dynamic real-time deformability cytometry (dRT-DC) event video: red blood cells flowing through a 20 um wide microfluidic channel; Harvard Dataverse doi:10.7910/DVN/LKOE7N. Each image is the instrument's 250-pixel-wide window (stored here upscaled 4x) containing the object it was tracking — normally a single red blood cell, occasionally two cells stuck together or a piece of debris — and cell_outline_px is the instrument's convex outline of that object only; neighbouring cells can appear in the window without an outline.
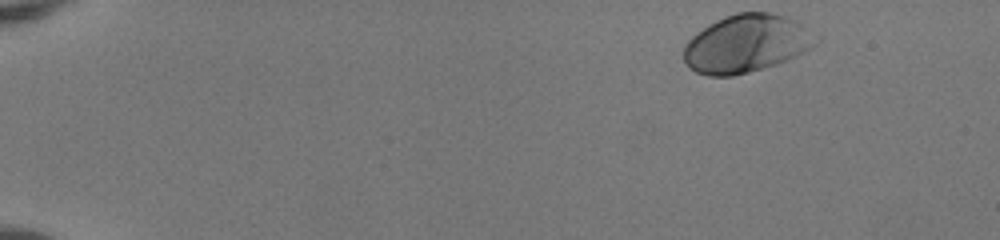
{"species": "human", "species_latin": "Homo sapiens", "temperature_condition": "room temperature", "stored_images_in_passage": 46, "camera_frame_rate_fps": 3000, "um_per_image_px": 0.085, "donor": {"sex": "female"}, "frame": {"image": 1, "passage_image": 1, "time_ms": 0.0, "image_size_px": [1000, 240], "cell_outline_px": [[820, 40], [816, 44], [804, 52], [776, 64], [748, 72], [732, 76], [708, 76], [696, 72], [688, 68], [684, 60], [684, 44], [696, 32], [708, 24], [724, 16], [736, 12], [768, 12], [784, 16], [796, 20], [820, 36]], "centroid_in_image_um": [63.44, 3.7], "position_along_channel_um": 21.6, "area_um2": 44.85}}
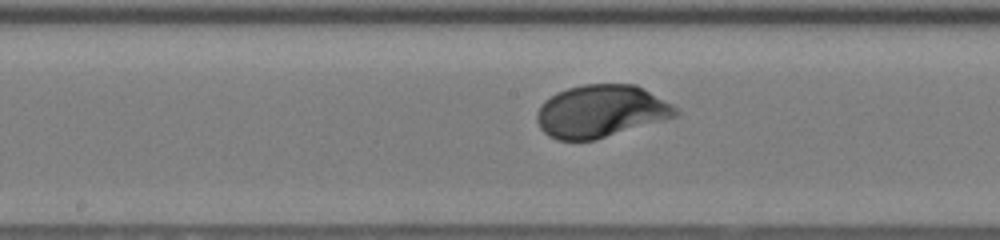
{"frame": {"image": 2, "passage_image": 24, "time_ms": 7.667, "image_size_px": [1000, 240], "cell_outline_px": [[680, 112], [676, 116], [596, 140], [556, 140], [548, 136], [540, 128], [536, 120], [536, 112], [540, 104], [544, 100], [556, 92], [568, 88], [584, 84], [636, 84], [644, 88], [672, 104]], "centroid_in_image_um": [51.04, 9.45], "position_along_channel_um": 197.2, "area_um2": 42.6}}
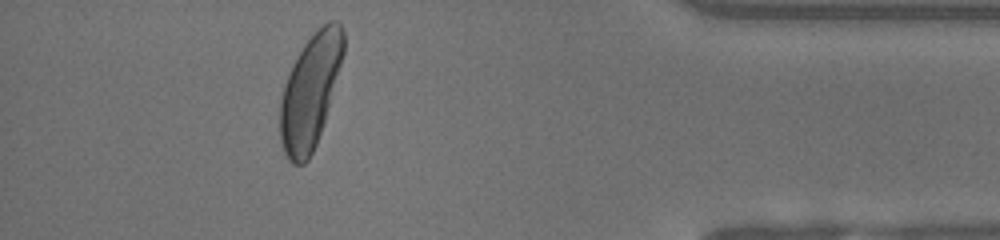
{"frame": {"image": 3, "passage_image": 42, "time_ms": 13.667, "image_size_px": [1000, 240], "cell_outline_px": [[344, 52], [324, 120], [316, 144], [308, 160], [304, 164], [292, 164], [288, 160], [284, 152], [280, 140], [280, 100], [284, 84], [292, 64], [304, 44], [328, 20], [336, 20], [344, 28]], "centroid_in_image_um": [26.35, 7.77], "position_along_channel_um": 408.8, "area_um2": 41.44}, "authors_computed_cell_mechanics": {"area_um2": 42.0784, "velocity_mm_per_s": 4.0797, "shape_relaxation_time_tau1_ms": 1.6416, "shape_relaxation_time_tau2_ms": null, "deformation_change_tau1": 0.15, "deformation_change_tau2": null}}